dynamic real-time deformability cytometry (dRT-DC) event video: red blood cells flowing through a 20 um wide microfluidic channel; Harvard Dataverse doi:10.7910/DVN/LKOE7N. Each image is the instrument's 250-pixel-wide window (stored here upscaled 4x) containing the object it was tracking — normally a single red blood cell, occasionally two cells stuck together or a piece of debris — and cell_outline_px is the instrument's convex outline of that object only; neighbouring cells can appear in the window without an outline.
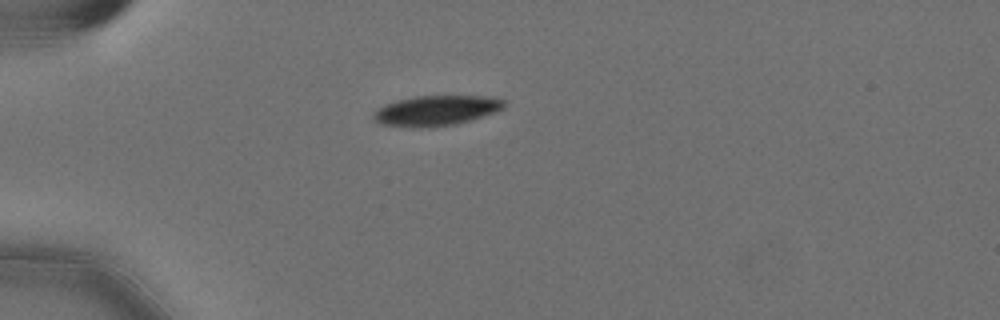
{"species": "Egyptian fruit bat (a non-hibernating species)", "species_latin": "Rousettus aegyptiacus", "temperature_condition": "cold", "stored_images_in_passage": 42, "camera_frame_rate_fps": 3000, "um_per_image_px": 0.085, "animal": {"sex": "female"}, "frame": {"image": 1, "passage_image": 1, "time_ms": 0.0, "image_size_px": [1000, 320], "cell_outline_px": [[500, 104], [496, 108], [488, 112], [476, 116], [460, 120], [436, 124], [400, 124], [380, 120], [376, 116], [384, 108], [392, 104], [408, 100], [436, 96], [460, 96], [496, 100]], "centroid_in_image_um": [37.09, 9.34], "position_along_channel_um": 47.9, "area_um2": 18.09}}
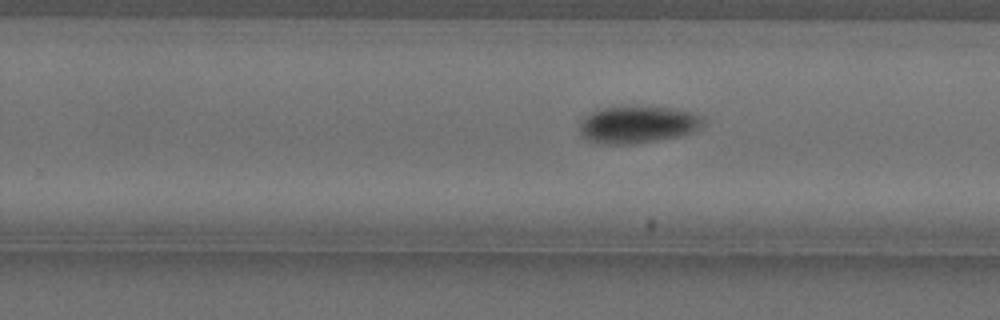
{"frame": {"image": 2, "passage_image": 22, "time_ms": 7.0, "image_size_px": [1000, 320], "cell_outline_px": [[688, 124], [684, 128], [676, 132], [656, 136], [596, 136], [588, 132], [584, 128], [588, 120], [592, 116], [600, 112], [660, 112], [684, 116], [688, 120]], "centroid_in_image_um": [53.96, 10.53], "position_along_channel_um": 275.8, "area_um2": 15.66}}
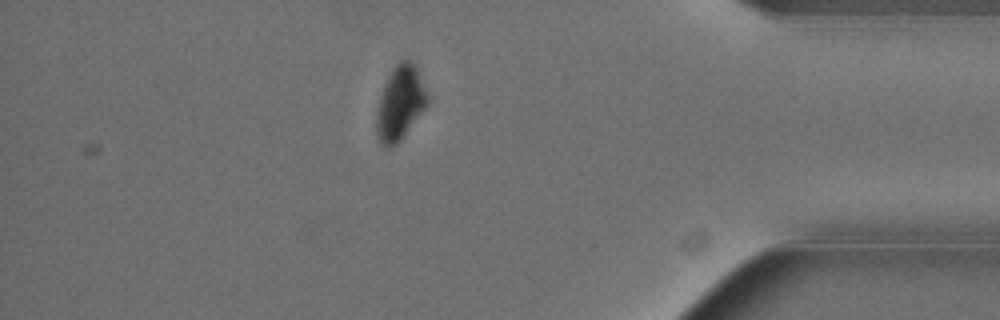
{"frame": {"image": 3, "passage_image": 35, "time_ms": 11.333, "image_size_px": [1000, 320], "cell_outline_px": [[424, 104], [400, 136], [396, 140], [384, 140], [380, 136], [380, 108], [388, 84], [396, 68], [400, 64], [408, 64], [412, 68], [424, 96]], "centroid_in_image_um": [34.01, 8.74], "position_along_channel_um": 401.2, "area_um2": 16.36}, "authors_computed_cell_mechanics": {"area_um2": 16.5019, "velocity_mm_per_s": 3.5681, "shape_relaxation_time_tau1_ms": 4.6009, "shape_relaxation_time_tau2_ms": null, "deformation_change_tau1": 0.1634, "deformation_change_tau2": null}}